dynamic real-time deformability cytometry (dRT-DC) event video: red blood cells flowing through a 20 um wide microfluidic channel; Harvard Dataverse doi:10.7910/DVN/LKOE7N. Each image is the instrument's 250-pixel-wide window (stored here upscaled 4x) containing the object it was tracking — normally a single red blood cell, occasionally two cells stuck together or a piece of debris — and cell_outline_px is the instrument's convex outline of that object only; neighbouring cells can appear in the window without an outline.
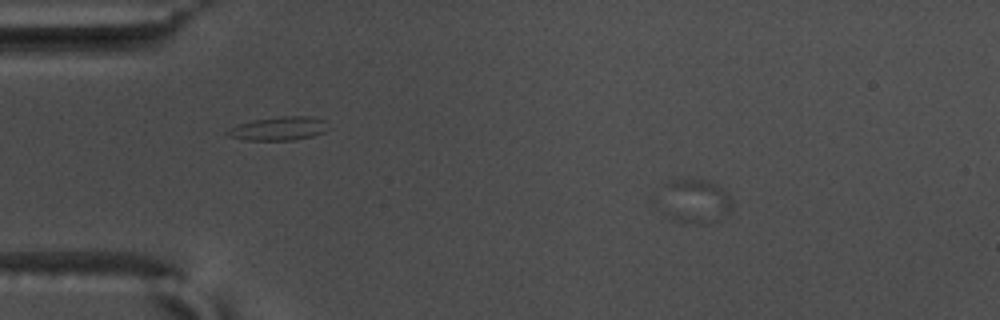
{"species": "common noctule bat (a hibernating species)", "species_latin": "Nyctalus noctula", "temperature_condition": "warm", "stored_images_in_passage": 12, "camera_frame_rate_fps": 3000, "um_per_image_px": 0.085, "animal": {"sex": "male", "body_mass_g": 17.5, "forearm_length_mm": 52.3}, "frame": {"image": 1, "passage_image": 5, "time_ms": 1.333, "image_size_px": [1000, 320], "cell_outline_px": [[728, 216], [712, 224], [700, 224], [668, 220], [668, 184], [672, 180], [708, 180], [720, 188], [728, 196]], "centroid_in_image_um": [59.2, 17.17], "position_along_channel_um": 25.8, "area_um2": 17.05}}